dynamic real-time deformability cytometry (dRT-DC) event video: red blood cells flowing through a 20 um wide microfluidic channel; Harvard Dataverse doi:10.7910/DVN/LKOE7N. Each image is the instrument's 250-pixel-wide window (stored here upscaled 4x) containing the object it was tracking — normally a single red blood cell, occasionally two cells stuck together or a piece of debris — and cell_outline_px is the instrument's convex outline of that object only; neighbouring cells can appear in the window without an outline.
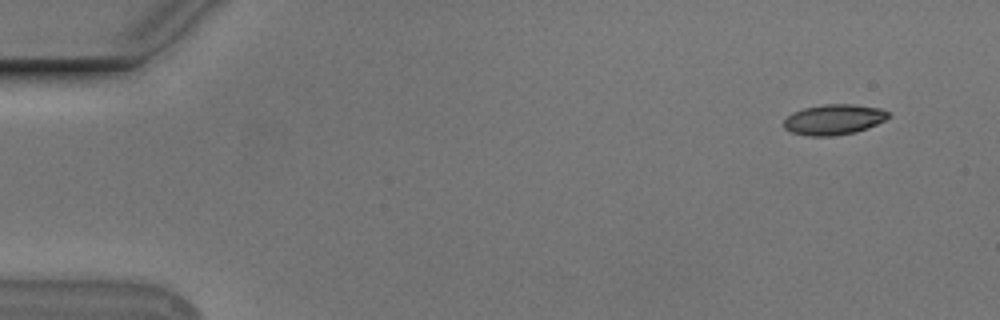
{"species": "Egyptian fruit bat (a non-hibernating species)", "species_latin": "Rousettus aegyptiacus", "temperature_condition": "cold", "stored_images_in_passage": 52, "camera_frame_rate_fps": 3000, "um_per_image_px": 0.085, "animal": {"sex": "male"}, "frame": {"image": 1, "passage_image": 1, "time_ms": 0.0, "image_size_px": [1000, 320], "cell_outline_px": [[888, 116], [864, 128], [852, 132], [796, 132], [788, 128], [784, 124], [784, 120], [788, 116], [796, 112], [808, 108], [876, 108], [888, 112]], "centroid_in_image_um": [70.85, 10.16], "position_along_channel_um": 14.1, "area_um2": 14.85}}
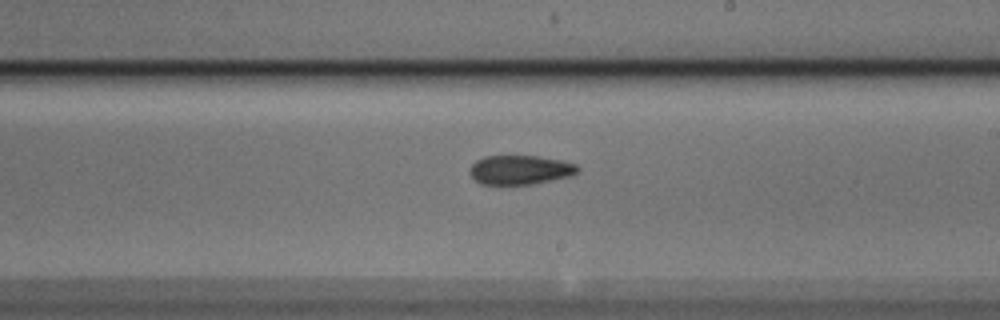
{"frame": {"image": 2, "passage_image": 29, "time_ms": 9.333, "image_size_px": [1000, 320], "cell_outline_px": [[576, 172], [544, 180], [524, 184], [484, 184], [476, 180], [472, 176], [472, 164], [480, 160], [492, 156], [532, 156], [572, 164], [576, 168]], "centroid_in_image_um": [44.07, 14.43], "position_along_channel_um": 244.9, "area_um2": 16.65}}
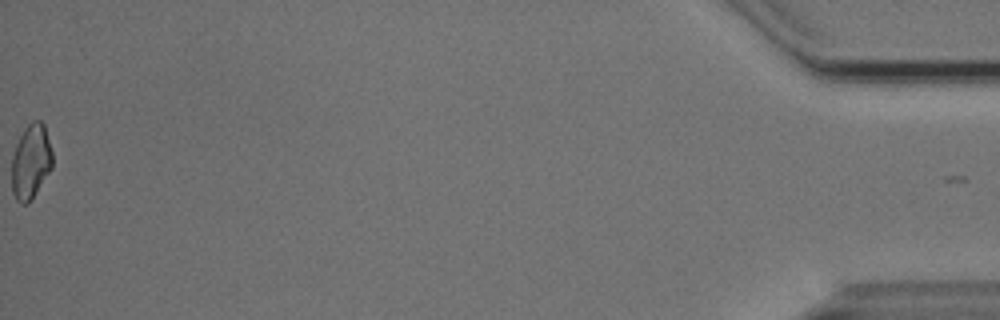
{"frame": {"image": 3, "passage_image": 52, "time_ms": 17.0, "image_size_px": [1000, 320], "cell_outline_px": [[52, 164], [32, 196], [24, 204], [16, 196], [12, 188], [12, 160], [16, 148], [24, 132], [36, 120], [40, 120], [44, 124], [52, 152]], "centroid_in_image_um": [2.63, 13.7], "position_along_channel_um": 432.6, "area_um2": 16.24}, "authors_computed_cell_mechanics": {"area_um2": 16.4152, "velocity_mm_per_s": 3.7674, "shape_relaxation_time_tau1_ms": 10.2398, "shape_relaxation_time_tau2_ms": 11.1225, "deformation_change_tau1": 0.2201, "deformation_change_tau2": 0.1847}}